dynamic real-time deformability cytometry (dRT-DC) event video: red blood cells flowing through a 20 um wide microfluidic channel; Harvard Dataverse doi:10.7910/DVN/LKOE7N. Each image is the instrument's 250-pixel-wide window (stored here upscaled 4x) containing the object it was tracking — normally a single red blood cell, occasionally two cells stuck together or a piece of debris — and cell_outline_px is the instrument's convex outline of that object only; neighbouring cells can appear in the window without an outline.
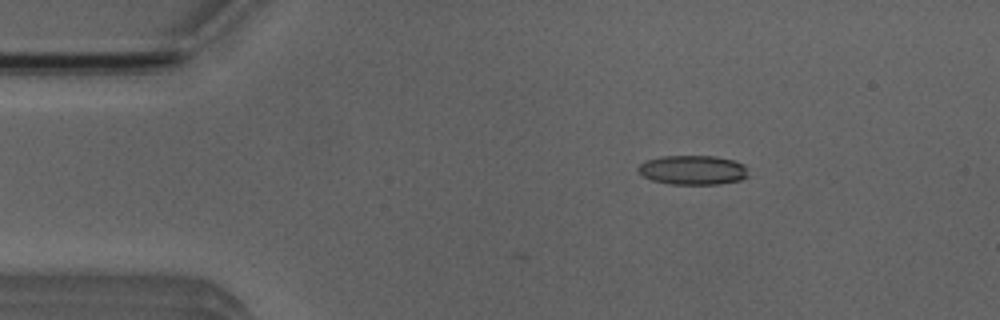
{"species": "Egyptian fruit bat (a non-hibernating species)", "species_latin": "Rousettus aegyptiacus", "temperature_condition": "room temperature", "stored_images_in_passage": 7, "camera_frame_rate_fps": 3000, "um_per_image_px": 0.085, "animal": {"sex": "male"}, "frame": {"image": 1, "passage_image": 3, "time_ms": 2.333, "image_size_px": [1000, 320], "cell_outline_px": [[748, 176], [740, 180], [720, 184], [668, 184], [652, 180], [636, 172], [636, 168], [644, 160], [660, 156], [716, 156], [732, 160], [744, 164]], "centroid_in_image_um": [58.84, 14.45], "position_along_channel_um": 26.2, "area_um2": 19.02}}
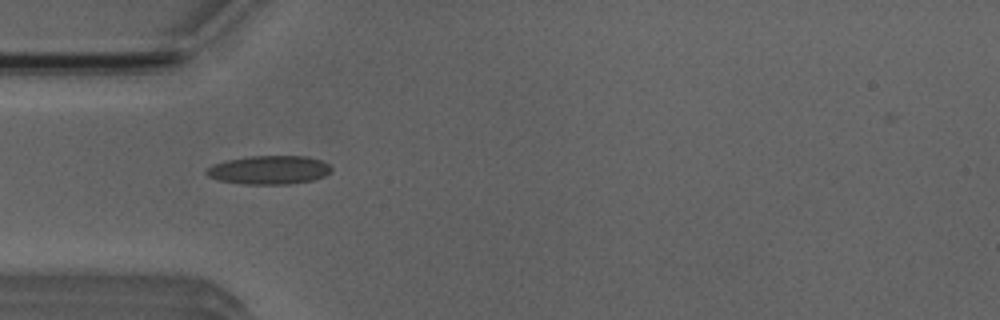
{"frame": {"image": 2, "passage_image": 5, "time_ms": 4.667, "image_size_px": [1000, 320], "cell_outline_px": [[332, 168], [324, 176], [312, 180], [288, 184], [244, 184], [220, 180], [208, 176], [204, 172], [212, 164], [228, 160], [248, 156], [308, 156], [320, 160], [328, 164]], "centroid_in_image_um": [22.86, 14.44], "position_along_channel_um": 62.1, "area_um2": 20.69}}